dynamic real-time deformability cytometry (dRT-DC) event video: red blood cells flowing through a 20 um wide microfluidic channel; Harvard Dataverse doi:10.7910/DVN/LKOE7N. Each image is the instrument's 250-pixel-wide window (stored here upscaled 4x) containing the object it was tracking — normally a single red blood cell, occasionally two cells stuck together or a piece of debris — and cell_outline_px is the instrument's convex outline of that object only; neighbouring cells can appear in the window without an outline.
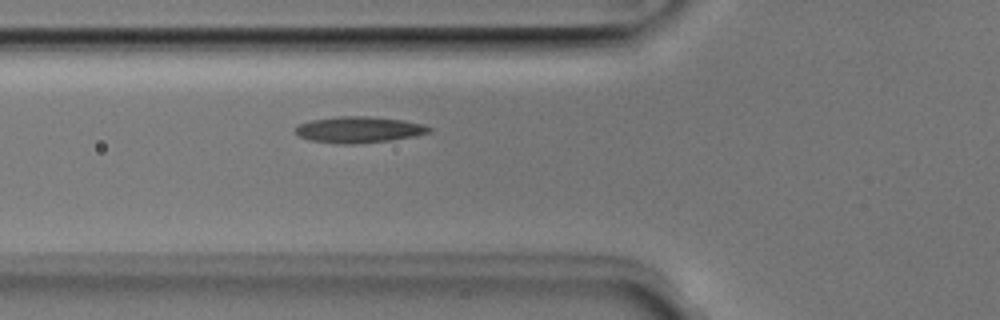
{"species": "Egyptian fruit bat (a non-hibernating species)", "species_latin": "Rousettus aegyptiacus", "temperature_condition": "room temperature", "stored_images_in_passage": 4, "camera_frame_rate_fps": 3000, "um_per_image_px": 0.085, "animal": {"sex": "male"}, "frame": {"image": 1, "passage_image": 3, "time_ms": 0.667, "image_size_px": [1000, 320], "cell_outline_px": [[432, 132], [416, 136], [392, 140], [352, 144], [344, 144], [312, 140], [300, 136], [296, 132], [296, 128], [300, 124], [312, 120], [336, 116], [368, 116], [404, 120], [424, 124], [432, 128]], "centroid_in_image_um": [30.59, 11.01], "position_along_channel_um": 95.2, "area_um2": 20.35}}